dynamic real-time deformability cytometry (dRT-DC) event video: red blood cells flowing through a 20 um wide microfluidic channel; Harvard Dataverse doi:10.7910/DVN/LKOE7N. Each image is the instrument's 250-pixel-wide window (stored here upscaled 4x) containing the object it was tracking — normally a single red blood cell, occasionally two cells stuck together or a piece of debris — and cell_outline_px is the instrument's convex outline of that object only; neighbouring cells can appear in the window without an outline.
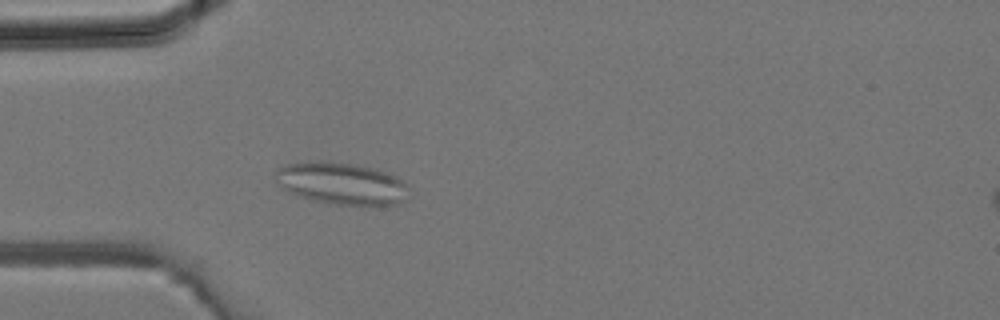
{"species": "common noctule bat (a hibernating species)", "species_latin": "Nyctalus noctula", "temperature_condition": "room temperature", "stored_images_in_passage": 36, "segment_of_instrument_passage": [1, 2], "camera_frame_rate_fps": 3000, "um_per_image_px": 0.085, "animal": {"sex": "male", "body_mass_g": 19.2, "forearm_length_mm": 51.8}, "frame": {"image": 1, "passage_image": 10, "time_ms": 3.0, "image_size_px": [1000, 320], "cell_outline_px": [[408, 200], [400, 204], [380, 208], [376, 208], [332, 204], [312, 200], [288, 192], [276, 180], [276, 168], [288, 164], [308, 160], [320, 160], [352, 164], [376, 168], [388, 172], [396, 176], [408, 184]], "centroid_in_image_um": [29.13, 15.63], "position_along_channel_um": 55.9, "area_um2": 33.93}}